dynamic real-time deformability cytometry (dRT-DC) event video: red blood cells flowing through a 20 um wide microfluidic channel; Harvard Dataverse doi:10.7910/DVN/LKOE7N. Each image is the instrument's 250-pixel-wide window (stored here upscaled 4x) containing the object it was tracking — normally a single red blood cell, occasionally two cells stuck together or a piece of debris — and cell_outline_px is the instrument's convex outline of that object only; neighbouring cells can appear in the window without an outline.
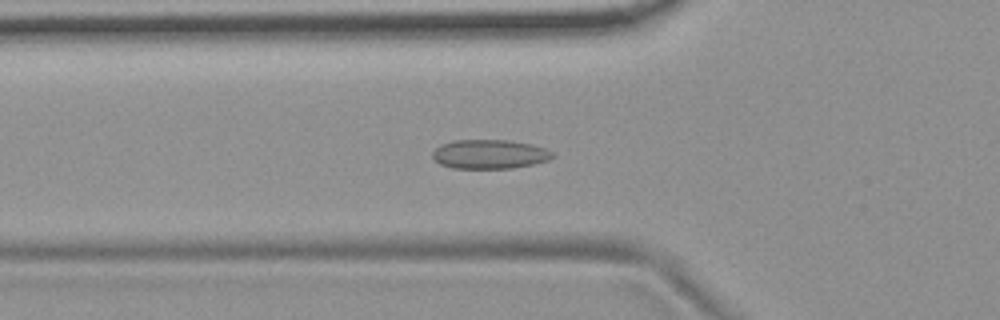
{"species": "common noctule bat (a hibernating species)", "species_latin": "Nyctalus noctula", "temperature_condition": "room temperature", "stored_images_in_passage": 55, "camera_frame_rate_fps": 3000, "um_per_image_px": 0.085, "animal": {"sex": "female", "body_mass_g": 19.9}, "frame": {"image": 1, "passage_image": 18, "time_ms": 5.667, "image_size_px": [1000, 320], "cell_outline_px": [[556, 156], [548, 160], [532, 164], [512, 168], [452, 168], [440, 164], [432, 156], [432, 152], [440, 144], [452, 140], [512, 140], [532, 144], [556, 152]], "centroid_in_image_um": [41.64, 13.09], "position_along_channel_um": 84.2, "area_um2": 20.58}}
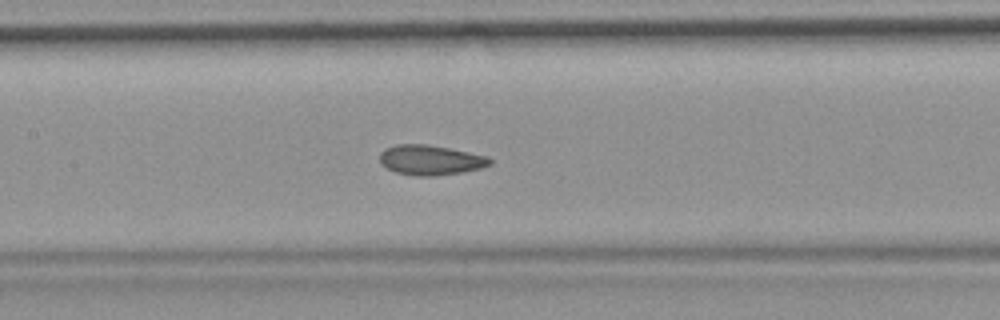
{"frame": {"image": 2, "passage_image": 25, "time_ms": 8.0, "image_size_px": [1000, 320], "cell_outline_px": [[492, 164], [480, 168], [460, 172], [432, 176], [416, 176], [396, 172], [380, 164], [380, 152], [384, 148], [396, 144], [428, 144], [488, 156], [492, 160]], "centroid_in_image_um": [36.56, 13.59], "position_along_channel_um": 170.8, "area_um2": 19.19}}
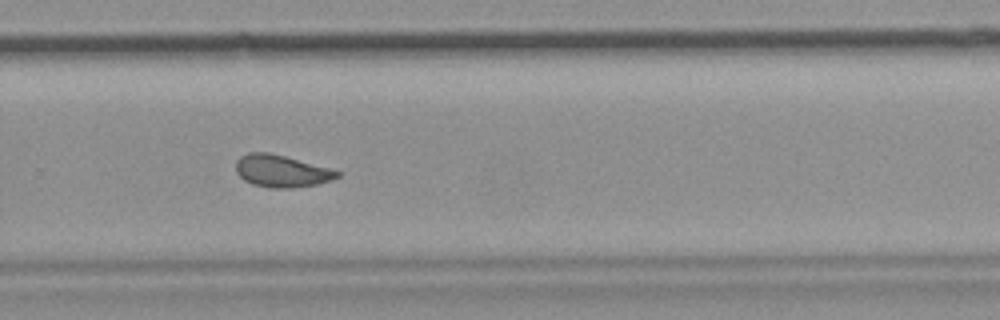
{"frame": {"image": 3, "passage_image": 36, "time_ms": 11.667, "image_size_px": [1000, 320], "cell_outline_px": [[340, 176], [332, 180], [316, 184], [292, 188], [268, 188], [252, 184], [244, 180], [236, 172], [236, 160], [240, 156], [248, 152], [268, 152], [284, 156], [328, 168], [340, 172]], "centroid_in_image_um": [23.88, 14.54], "position_along_channel_um": 305.9, "area_um2": 18.9}, "authors_computed_cell_mechanics": {"area_um2": 19.4208, "velocity_mm_per_s": 3.6992, "shape_relaxation_time_tau1_ms": null, "shape_relaxation_time_tau2_ms": 1.9883, "deformation_change_tau1": null, "deformation_change_tau2": 0.0487}}